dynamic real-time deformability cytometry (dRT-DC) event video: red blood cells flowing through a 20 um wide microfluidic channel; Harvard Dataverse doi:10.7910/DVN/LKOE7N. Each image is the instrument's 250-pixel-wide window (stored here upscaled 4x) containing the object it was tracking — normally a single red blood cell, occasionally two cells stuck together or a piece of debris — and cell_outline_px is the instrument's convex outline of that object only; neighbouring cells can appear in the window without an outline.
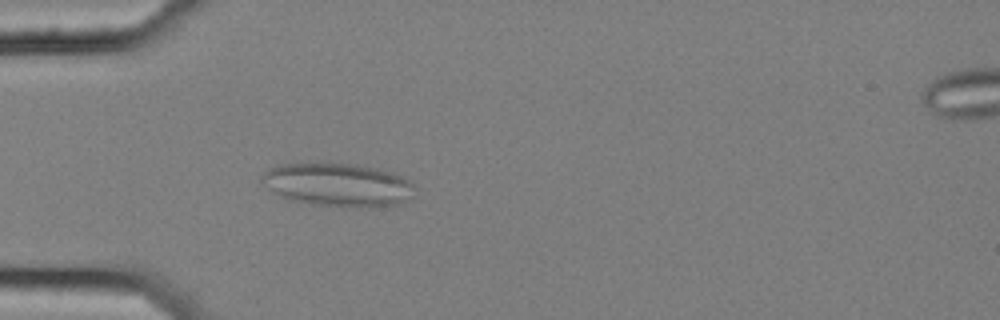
{"species": "common noctule bat (a hibernating species)", "species_latin": "Nyctalus noctula", "temperature_condition": "cold", "stored_images_in_passage": 57, "camera_frame_rate_fps": 3000, "um_per_image_px": 0.085, "animal": {"sex": "female", "body_mass_g": 25.1}, "frame": {"image": 1, "passage_image": 18, "time_ms": 5.667, "image_size_px": [1000, 320], "cell_outline_px": [[412, 200], [400, 204], [376, 208], [368, 208], [312, 204], [288, 200], [272, 192], [260, 184], [260, 176], [264, 172], [272, 168], [284, 164], [364, 164], [396, 172], [404, 176], [412, 184]], "centroid_in_image_um": [28.76, 15.72], "position_along_channel_um": 56.2, "area_um2": 39.25}}
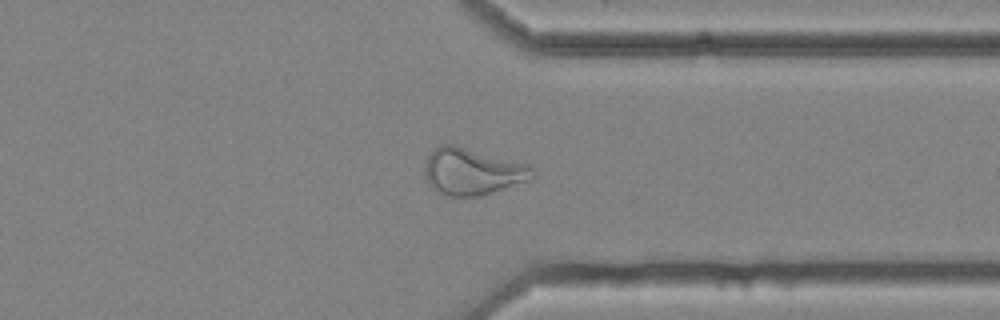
{"frame": {"image": 2, "passage_image": 45, "time_ms": 14.667, "image_size_px": [1000, 320], "cell_outline_px": [[536, 176], [528, 180], [480, 196], [448, 196], [432, 188], [424, 172], [424, 168], [428, 156], [440, 144], [452, 144], [528, 164], [536, 168]], "centroid_in_image_um": [40.18, 14.58], "position_along_channel_um": 371.2, "area_um2": 29.07}}
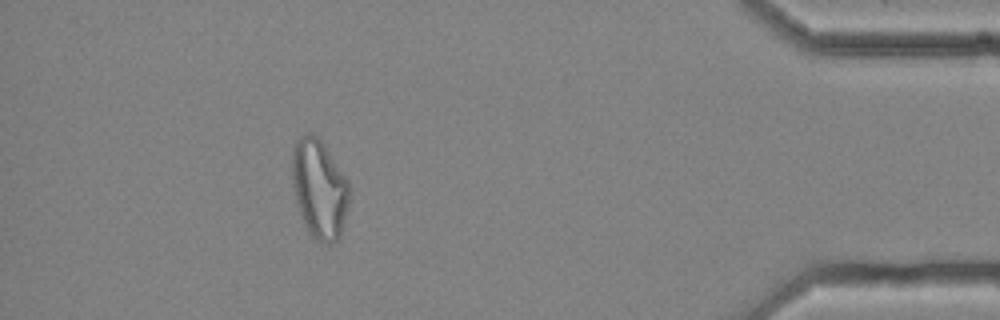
{"frame": {"image": 3, "passage_image": 52, "time_ms": 17.0, "image_size_px": [1000, 320], "cell_outline_px": [[348, 208], [340, 236], [332, 244], [324, 244], [316, 240], [308, 232], [296, 204], [292, 184], [292, 148], [300, 136], [308, 132], [312, 132], [320, 136], [348, 180]], "centroid_in_image_um": [27.13, 16.02], "position_along_channel_um": 408.1, "area_um2": 33.47}}